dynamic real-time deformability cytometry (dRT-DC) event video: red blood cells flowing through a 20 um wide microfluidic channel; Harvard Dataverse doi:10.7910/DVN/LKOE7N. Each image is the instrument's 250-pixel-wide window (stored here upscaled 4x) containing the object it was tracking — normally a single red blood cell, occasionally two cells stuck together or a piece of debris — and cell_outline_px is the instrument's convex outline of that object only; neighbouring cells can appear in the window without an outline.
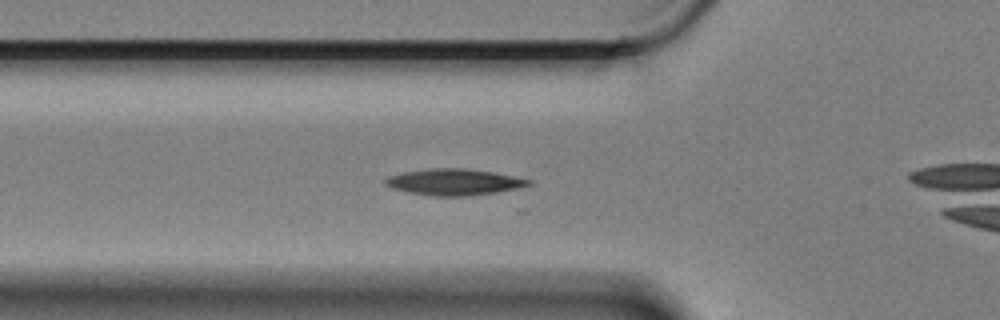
{"species": "Egyptian fruit bat (a non-hibernating species)", "species_latin": "Rousettus aegyptiacus", "temperature_condition": "cold", "stored_images_in_passage": 24, "camera_frame_rate_fps": 3000, "um_per_image_px": 0.085, "animal": {"sex": "female"}, "frame": {"image": 1, "passage_image": 12, "time_ms": 3.667, "image_size_px": [1000, 320], "cell_outline_px": [[532, 184], [516, 188], [496, 192], [468, 196], [432, 196], [408, 192], [392, 188], [384, 184], [384, 180], [388, 176], [404, 172], [428, 168], [464, 168], [492, 172], [532, 180]], "centroid_in_image_um": [38.55, 15.47], "position_along_channel_um": 87.2, "area_um2": 21.85}}
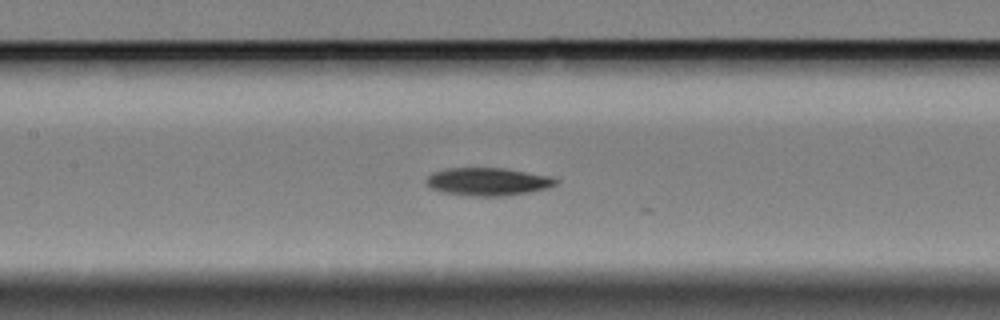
{"frame": {"image": 2, "passage_image": 19, "time_ms": 6.0, "image_size_px": [1000, 320], "cell_outline_px": [[560, 180], [556, 184], [548, 188], [528, 192], [504, 196], [472, 196], [444, 192], [432, 188], [424, 180], [432, 172], [444, 168], [504, 168], [552, 176]], "centroid_in_image_um": [41.49, 15.43], "position_along_channel_um": 165.9, "area_um2": 21.1}}
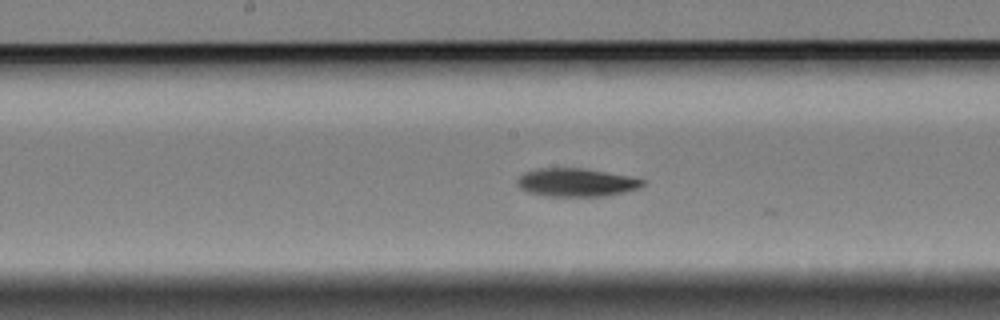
{"frame": {"image": 3, "passage_image": 22, "time_ms": 7.0, "image_size_px": [1000, 320], "cell_outline_px": [[644, 184], [640, 188], [624, 192], [604, 196], [548, 196], [528, 192], [520, 188], [516, 184], [516, 180], [524, 172], [536, 168], [584, 168], [628, 176], [644, 180]], "centroid_in_image_um": [48.95, 15.5], "position_along_channel_um": 199.3, "area_um2": 20.63}}